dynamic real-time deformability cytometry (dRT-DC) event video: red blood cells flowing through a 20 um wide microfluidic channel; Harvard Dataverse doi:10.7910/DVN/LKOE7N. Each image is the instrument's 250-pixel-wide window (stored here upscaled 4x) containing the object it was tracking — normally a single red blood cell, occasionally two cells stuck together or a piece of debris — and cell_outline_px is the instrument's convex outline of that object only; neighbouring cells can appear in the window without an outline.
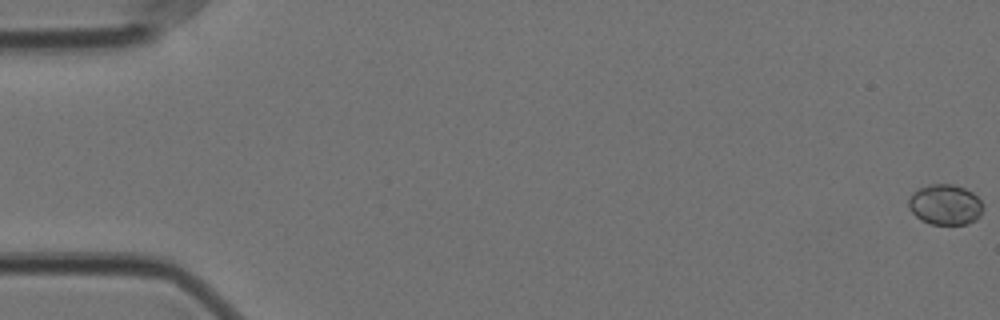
{"species": "Egyptian fruit bat (a non-hibernating species)", "species_latin": "Rousettus aegyptiacus", "temperature_condition": "cold", "stored_images_in_passage": 60, "camera_frame_rate_fps": 3000, "um_per_image_px": 0.085, "animal": {"sex": "female"}, "frame": {"image": 1, "passage_image": 1, "time_ms": 0.0, "image_size_px": [1000, 320], "cell_outline_px": [[984, 208], [980, 216], [976, 220], [968, 224], [932, 224], [920, 220], [908, 208], [908, 200], [912, 192], [928, 184], [952, 184], [964, 188], [972, 192], [984, 204]], "centroid_in_image_um": [80.35, 17.4], "position_along_channel_um": 4.7, "area_um2": 17.74}}
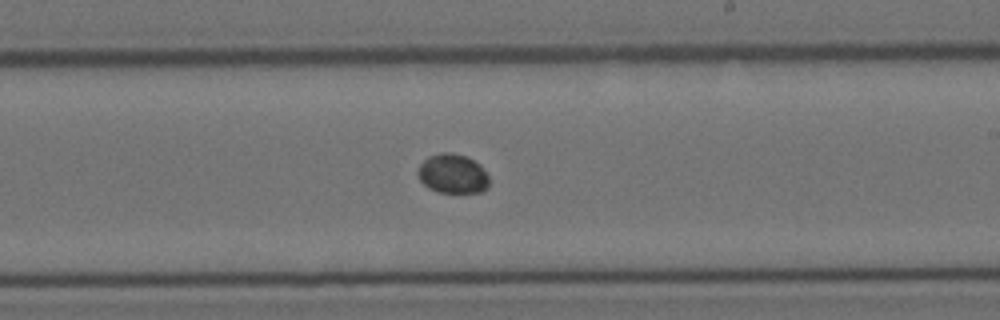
{"frame": {"image": 2, "passage_image": 35, "time_ms": 11.333, "image_size_px": [1000, 320], "cell_outline_px": [[488, 188], [480, 192], [440, 192], [428, 188], [420, 180], [416, 172], [420, 164], [428, 156], [440, 152], [452, 152], [468, 156], [480, 164], [488, 176]], "centroid_in_image_um": [38.47, 14.74], "position_along_channel_um": 250.5, "area_um2": 16.53}}
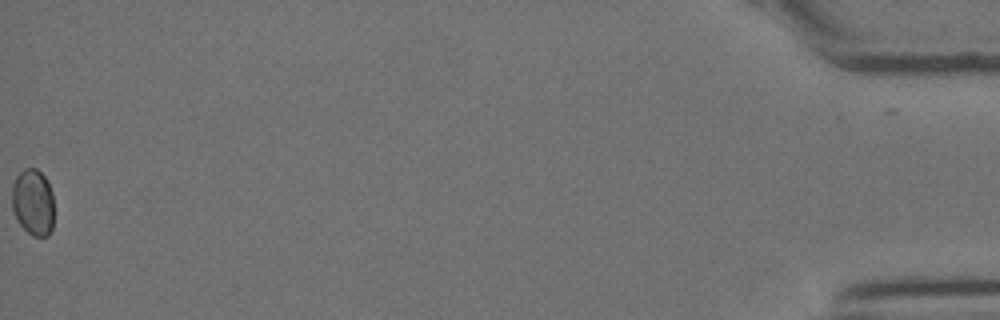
{"frame": {"image": 3, "passage_image": 59, "time_ms": 19.333, "image_size_px": [1000, 320], "cell_outline_px": [[52, 228], [48, 236], [32, 236], [20, 224], [12, 208], [12, 184], [16, 176], [24, 168], [36, 168], [44, 176], [52, 192]], "centroid_in_image_um": [2.79, 17.18], "position_along_channel_um": 432.4, "area_um2": 16.13}}